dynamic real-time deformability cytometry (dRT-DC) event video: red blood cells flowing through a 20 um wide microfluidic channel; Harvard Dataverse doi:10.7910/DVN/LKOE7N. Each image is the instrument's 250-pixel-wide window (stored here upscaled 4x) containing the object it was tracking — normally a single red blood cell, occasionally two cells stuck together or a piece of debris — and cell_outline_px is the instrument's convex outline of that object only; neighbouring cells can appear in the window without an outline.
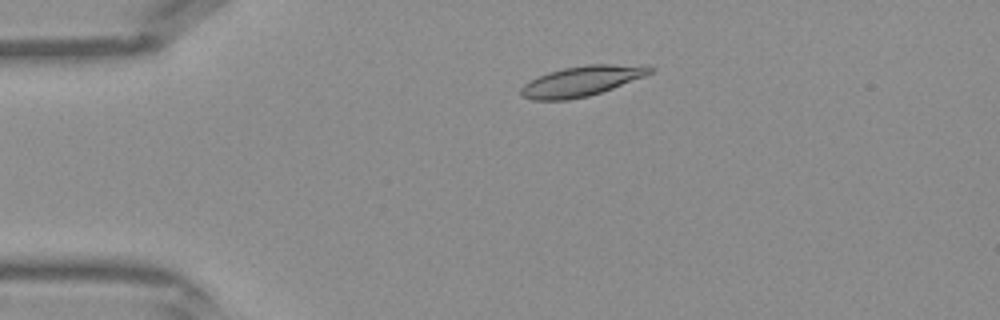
{"species": "Egyptian fruit bat (a non-hibernating species)", "species_latin": "Rousettus aegyptiacus", "temperature_condition": "warm", "stored_images_in_passage": 41, "camera_frame_rate_fps": 3000, "um_per_image_px": 0.085, "frame": {"image": 1, "passage_image": 8, "time_ms": 2.333, "image_size_px": [1000, 320], "cell_outline_px": [[656, 68], [652, 72], [644, 76], [612, 88], [588, 96], [568, 100], [532, 100], [524, 96], [520, 92], [520, 88], [524, 84], [548, 72], [564, 68], [588, 64], [644, 64]], "centroid_in_image_um": [49.49, 6.87], "position_along_channel_um": 35.5, "area_um2": 22.6}}
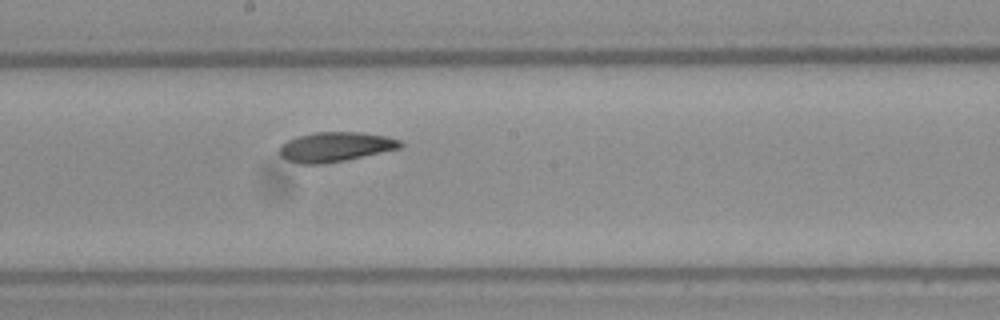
{"frame": {"image": 2, "passage_image": 22, "time_ms": 7.0, "image_size_px": [1000, 320], "cell_outline_px": [[404, 144], [400, 148], [344, 160], [324, 164], [300, 164], [288, 160], [280, 156], [280, 144], [296, 136], [316, 132], [360, 132], [388, 136], [400, 140]], "centroid_in_image_um": [28.49, 12.47], "position_along_channel_um": 219.7, "area_um2": 20.87}}
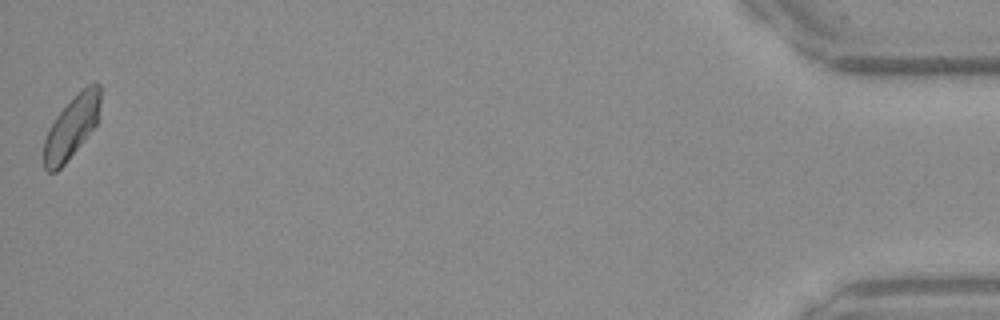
{"frame": {"image": 3, "passage_image": 41, "time_ms": 13.333, "image_size_px": [1000, 320], "cell_outline_px": [[100, 104], [96, 124], [84, 140], [64, 164], [56, 172], [48, 172], [44, 168], [44, 140], [56, 116], [88, 84], [96, 80], [100, 84]], "centroid_in_image_um": [6.1, 10.81], "position_along_channel_um": 429.1, "area_um2": 19.94}}